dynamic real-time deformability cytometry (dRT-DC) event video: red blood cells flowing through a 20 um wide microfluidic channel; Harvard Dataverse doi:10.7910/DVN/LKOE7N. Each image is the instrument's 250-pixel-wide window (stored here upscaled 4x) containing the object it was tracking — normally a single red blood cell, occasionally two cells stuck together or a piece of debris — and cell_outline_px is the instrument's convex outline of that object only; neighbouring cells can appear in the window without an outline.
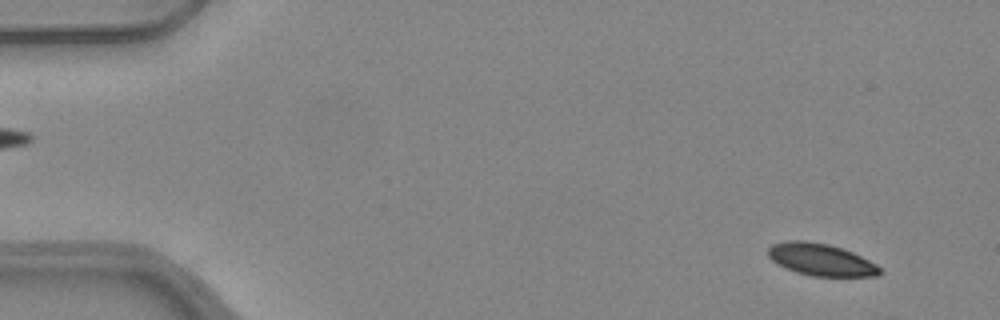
{"species": "common noctule bat (a hibernating species)", "species_latin": "Nyctalus noctula", "temperature_condition": "warm", "stored_images_in_passage": 46, "camera_frame_rate_fps": 3000, "um_per_image_px": 0.085, "animal": {"sex": "female", "body_mass_g": 24.6, "forearm_length_mm": 56.2}, "frame": {"image": 1, "passage_image": 4, "time_ms": 1.0, "image_size_px": [1000, 320], "cell_outline_px": [[884, 272], [880, 276], [812, 276], [796, 272], [772, 260], [768, 256], [768, 248], [772, 244], [788, 240], [804, 240], [828, 244], [844, 248], [876, 264]], "centroid_in_image_um": [69.81, 22.06], "position_along_channel_um": 15.2, "area_um2": 20.87}}
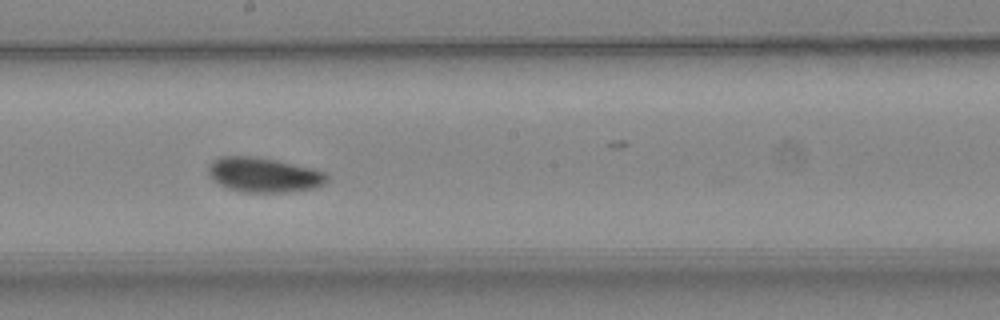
{"frame": {"image": 2, "passage_image": 29, "time_ms": 9.333, "image_size_px": [1000, 320], "cell_outline_px": [[328, 180], [324, 184], [316, 188], [288, 192], [244, 192], [228, 188], [212, 180], [208, 176], [208, 164], [212, 160], [220, 156], [252, 156], [276, 160], [312, 168], [324, 172], [328, 176]], "centroid_in_image_um": [22.4, 14.86], "position_along_channel_um": 225.8, "area_um2": 24.16}}
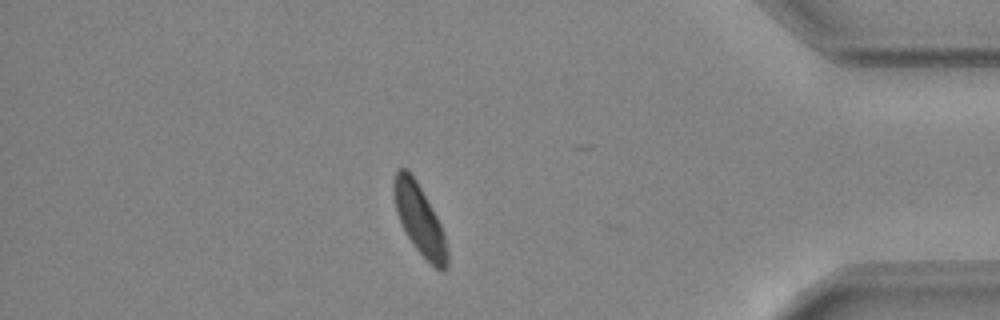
{"frame": {"image": 3, "passage_image": 45, "time_ms": 14.667, "image_size_px": [1000, 320], "cell_outline_px": [[448, 264], [440, 272], [416, 248], [408, 236], [396, 212], [392, 188], [396, 172], [400, 168], [408, 168], [416, 180], [436, 216], [444, 232], [448, 252]], "centroid_in_image_um": [35.65, 18.63], "position_along_channel_um": 399.5, "area_um2": 21.33}, "authors_computed_cell_mechanics": {"area_um2": 23.2356, "velocity_mm_per_s": 3.9677, "shape_relaxation_time_tau1_ms": 5.8619, "shape_relaxation_time_tau2_ms": null, "deformation_change_tau1": 0.116, "deformation_change_tau2": null}}